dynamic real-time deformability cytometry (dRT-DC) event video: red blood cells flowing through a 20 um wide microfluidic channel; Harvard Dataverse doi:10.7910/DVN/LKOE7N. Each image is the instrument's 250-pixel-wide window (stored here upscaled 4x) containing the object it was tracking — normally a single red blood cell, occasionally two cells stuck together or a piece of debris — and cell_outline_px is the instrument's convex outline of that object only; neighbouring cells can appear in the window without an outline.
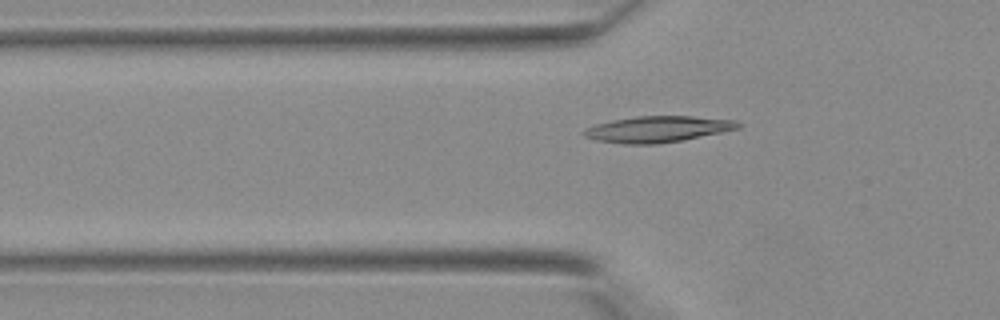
{"species": "Egyptian fruit bat (a non-hibernating species)", "species_latin": "Rousettus aegyptiacus", "temperature_condition": "warm", "stored_images_in_passage": 31, "camera_frame_rate_fps": 3000, "um_per_image_px": 0.085, "animal": {"sex": "female"}, "frame": {"image": 1, "passage_image": 4, "time_ms": 1.0, "image_size_px": [1000, 320], "cell_outline_px": [[740, 128], [680, 140], [656, 144], [624, 144], [596, 140], [584, 136], [580, 132], [584, 128], [596, 124], [612, 120], [636, 116], [692, 116], [736, 120], [740, 124]], "centroid_in_image_um": [55.84, 10.97], "position_along_channel_um": 70.0, "area_um2": 23.35}}
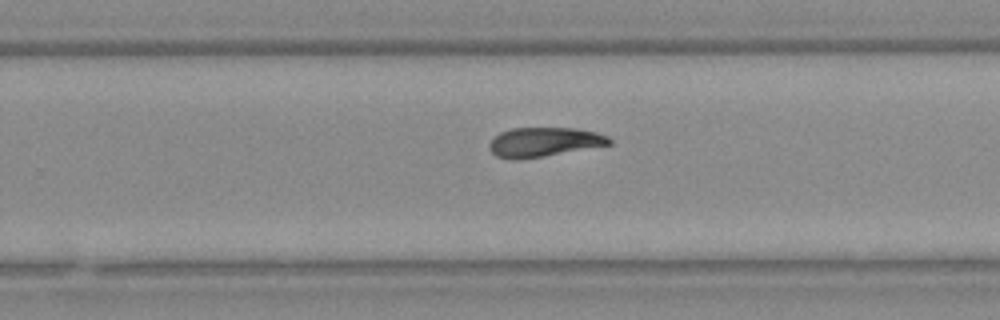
{"frame": {"image": 2, "passage_image": 17, "time_ms": 5.333, "image_size_px": [1000, 320], "cell_outline_px": [[612, 144], [544, 156], [496, 156], [488, 148], [488, 144], [500, 132], [512, 128], [576, 128], [596, 132], [608, 136], [612, 140]], "centroid_in_image_um": [46.32, 12.02], "position_along_channel_um": 283.5, "area_um2": 19.77}}
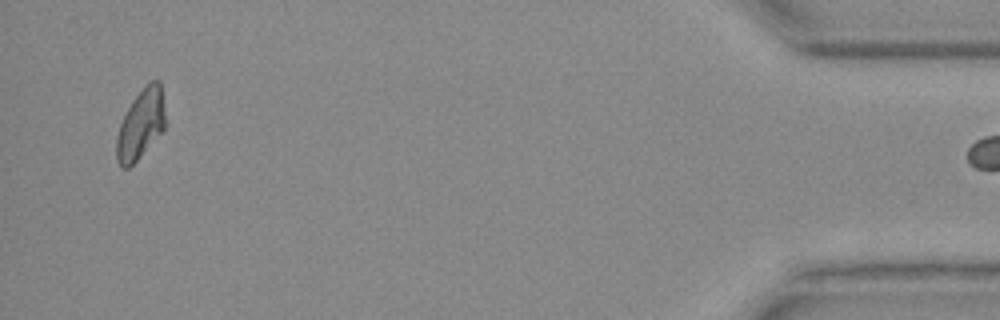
{"frame": {"image": 3, "passage_image": 30, "time_ms": 9.667, "image_size_px": [1000, 320], "cell_outline_px": [[164, 132], [128, 168], [124, 168], [116, 160], [116, 136], [120, 124], [132, 100], [152, 80], [160, 80], [164, 112]], "centroid_in_image_um": [11.96, 10.6], "position_along_channel_um": 423.2, "area_um2": 19.48}}